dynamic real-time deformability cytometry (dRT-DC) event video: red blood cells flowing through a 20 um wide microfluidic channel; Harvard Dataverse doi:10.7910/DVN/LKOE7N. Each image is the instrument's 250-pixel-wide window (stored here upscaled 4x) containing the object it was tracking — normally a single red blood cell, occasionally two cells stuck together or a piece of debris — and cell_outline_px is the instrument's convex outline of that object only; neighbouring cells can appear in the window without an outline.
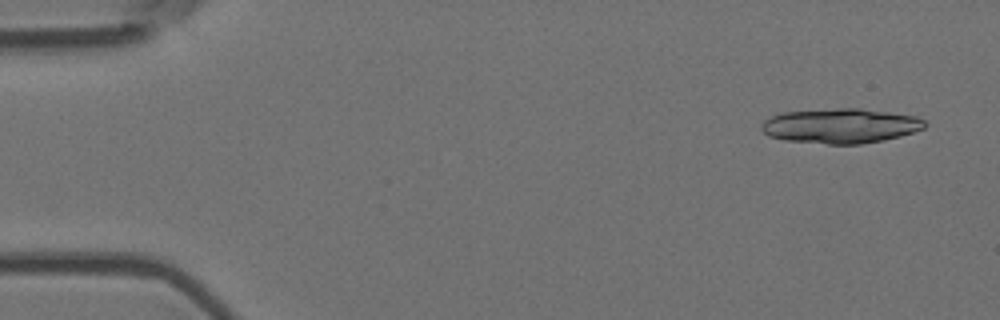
{"species": "Egyptian fruit bat (a non-hibernating species)", "species_latin": "Rousettus aegyptiacus", "temperature_condition": "room temperature", "stored_images_in_passage": 8, "camera_frame_rate_fps": 3000, "um_per_image_px": 0.085, "animal": {"sex": "female"}, "frame": {"image": 1, "passage_image": 1, "time_ms": 0.0, "image_size_px": [1000, 320], "cell_outline_px": [[928, 124], [924, 128], [900, 136], [884, 140], [860, 144], [828, 144], [784, 140], [768, 136], [760, 128], [760, 124], [764, 120], [772, 116], [784, 112], [836, 108], [860, 108], [916, 116], [924, 120]], "centroid_in_image_um": [71.43, 10.7], "position_along_channel_um": 13.6, "area_um2": 33.18}}
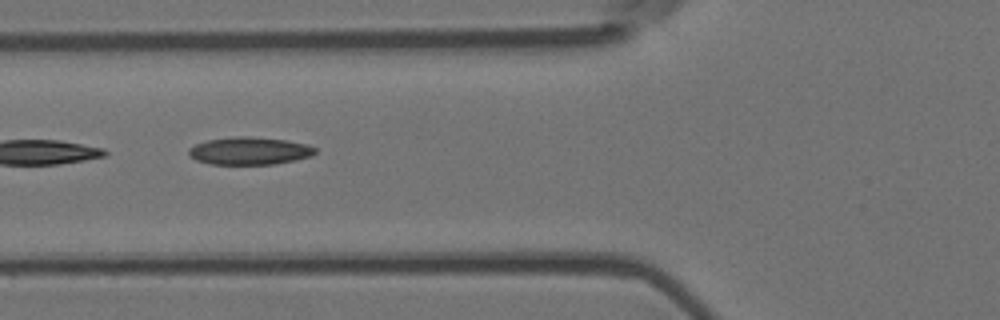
{"frame": {"image": 2, "passage_image": 6, "time_ms": 1.667, "image_size_px": [1000, 320], "cell_outline_px": [[316, 152], [312, 156], [296, 160], [276, 164], [208, 164], [196, 160], [188, 156], [188, 148], [196, 144], [208, 140], [236, 136], [248, 136], [288, 140], [308, 144], [316, 148]], "centroid_in_image_um": [21.22, 12.82], "position_along_channel_um": 104.6, "area_um2": 20.58}}
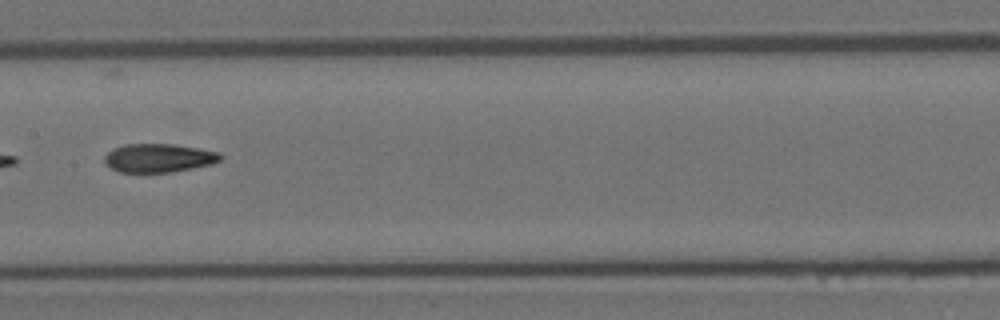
{"frame": {"image": 3, "passage_image": 8, "time_ms": 2.333, "image_size_px": [1000, 320], "cell_outline_px": [[224, 156], [220, 160], [212, 164], [172, 172], [120, 172], [104, 164], [104, 156], [112, 148], [124, 144], [172, 144], [220, 152]], "centroid_in_image_um": [13.47, 13.42], "position_along_channel_um": 193.9, "area_um2": 19.36}}